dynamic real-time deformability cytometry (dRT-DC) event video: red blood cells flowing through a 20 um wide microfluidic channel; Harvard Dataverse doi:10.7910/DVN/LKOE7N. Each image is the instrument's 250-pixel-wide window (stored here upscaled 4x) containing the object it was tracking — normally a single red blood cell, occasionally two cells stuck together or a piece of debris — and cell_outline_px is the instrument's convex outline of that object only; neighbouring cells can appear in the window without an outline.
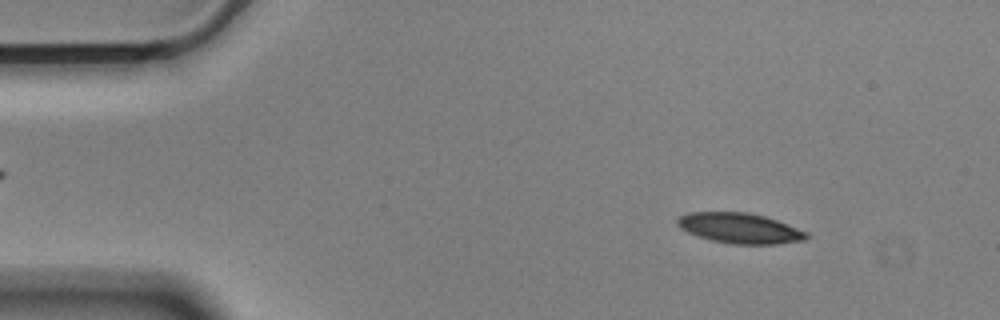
{"species": "Egyptian fruit bat (a non-hibernating species)", "species_latin": "Rousettus aegyptiacus", "temperature_condition": "cold", "stored_images_in_passage": 55, "camera_frame_rate_fps": 3000, "um_per_image_px": 0.085, "animal": {"sex": "male"}, "frame": {"image": 1, "passage_image": 6, "time_ms": 1.667, "image_size_px": [1000, 320], "cell_outline_px": [[808, 236], [804, 240], [776, 244], [732, 244], [712, 240], [688, 232], [680, 228], [676, 224], [676, 220], [680, 216], [688, 212], [748, 212], [764, 216], [776, 220], [808, 232]], "centroid_in_image_um": [62.87, 19.39], "position_along_channel_um": 22.1, "area_um2": 22.66}}
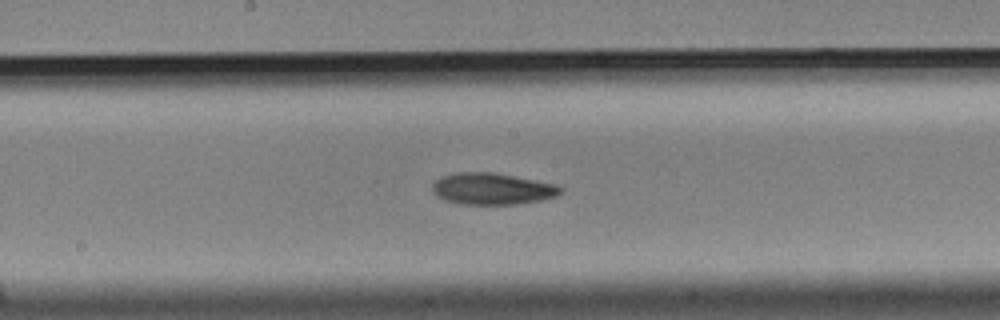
{"frame": {"image": 2, "passage_image": 28, "time_ms": 9.0, "image_size_px": [1000, 320], "cell_outline_px": [[564, 188], [556, 196], [540, 200], [520, 204], [460, 204], [444, 200], [436, 196], [432, 192], [432, 184], [440, 176], [456, 172], [492, 172], [556, 184]], "centroid_in_image_um": [41.79, 16.05], "position_along_channel_um": 206.4, "area_um2": 23.7}}
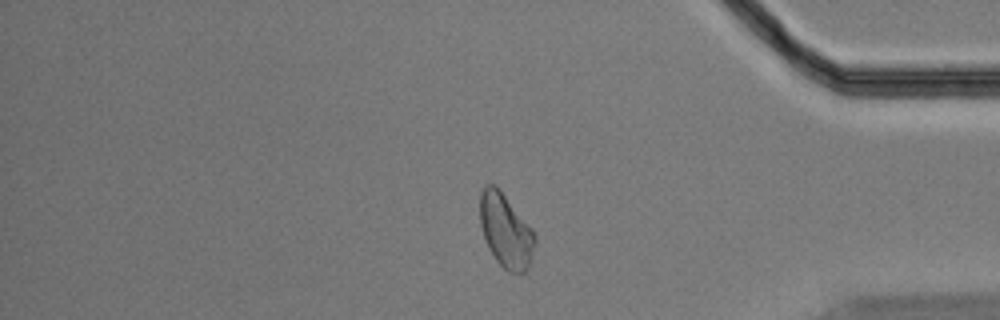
{"frame": {"image": 3, "passage_image": 46, "time_ms": 15.0, "image_size_px": [1000, 320], "cell_outline_px": [[536, 240], [528, 268], [520, 276], [508, 272], [496, 260], [488, 248], [480, 224], [480, 192], [484, 184], [492, 184], [504, 196], [532, 228], [536, 236]], "centroid_in_image_um": [42.99, 19.66], "position_along_channel_um": 392.2, "area_um2": 23.41}, "authors_computed_cell_mechanics": {"area_um2": 23.409, "velocity_mm_per_s": 3.5127, "shape_relaxation_time_tau1_ms": 5.5377, "shape_relaxation_time_tau2_ms": 10.1706, "deformation_change_tau1": 0.1335, "deformation_change_tau2": 0.1811}}